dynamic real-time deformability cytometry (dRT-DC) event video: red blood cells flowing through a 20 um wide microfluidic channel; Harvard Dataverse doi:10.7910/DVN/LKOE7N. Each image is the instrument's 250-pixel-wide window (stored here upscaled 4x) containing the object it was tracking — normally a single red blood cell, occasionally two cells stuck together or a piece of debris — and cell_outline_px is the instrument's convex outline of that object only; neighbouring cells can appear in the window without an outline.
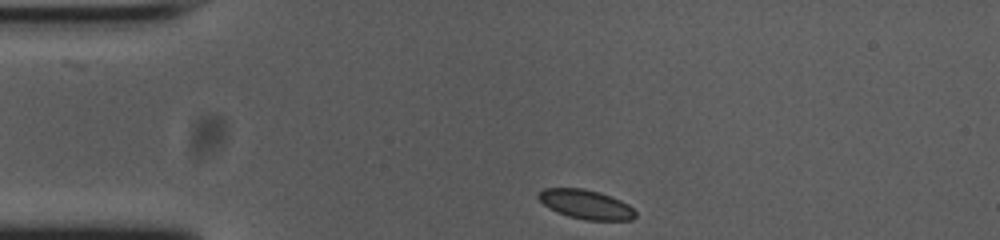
{"species": "common noctule bat (a hibernating species)", "species_latin": "Nyctalus noctula", "temperature_condition": "cold", "stored_images_in_passage": 36, "camera_frame_rate_fps": 3000, "um_per_image_px": 0.085, "animal": {"sex": "female", "body_mass_g": 23.0, "forearm_length_mm": 53.4}, "frame": {"image": 1, "passage_image": 1, "time_ms": 0.0, "image_size_px": [1000, 240], "cell_outline_px": [[636, 216], [632, 220], [588, 220], [568, 216], [556, 212], [548, 208], [536, 196], [544, 188], [584, 188], [600, 192], [620, 200], [628, 204], [636, 212]], "centroid_in_image_um": [49.8, 17.37], "position_along_channel_um": 35.2, "area_um2": 16.53}}
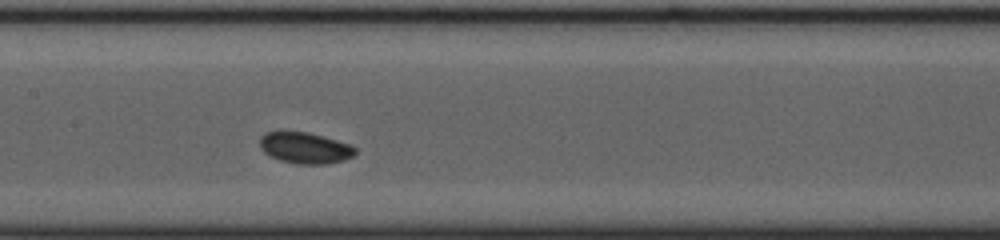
{"frame": {"image": 2, "passage_image": 16, "time_ms": 5.0, "image_size_px": [1000, 240], "cell_outline_px": [[356, 152], [352, 156], [344, 160], [324, 164], [296, 164], [280, 160], [264, 152], [260, 148], [260, 136], [264, 132], [308, 132], [336, 140], [348, 144], [356, 148]], "centroid_in_image_um": [25.91, 12.57], "position_along_channel_um": 181.5, "area_um2": 17.17}}
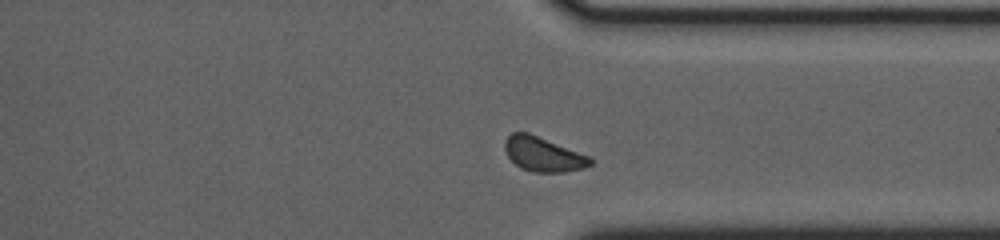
{"frame": {"image": 3, "passage_image": 31, "time_ms": 10.0, "image_size_px": [1000, 240], "cell_outline_px": [[596, 160], [592, 164], [584, 168], [564, 172], [536, 172], [520, 168], [508, 156], [504, 148], [504, 140], [512, 132], [528, 132], [588, 156]], "centroid_in_image_um": [46.16, 13.11], "position_along_channel_um": 365.2, "area_um2": 17.05}, "authors_computed_cell_mechanics": {"area_um2": 17.1955, "velocity_mm_per_s": 3.6838, "shape_relaxation_time_tau1_ms": 1.5359, "shape_relaxation_time_tau2_ms": 8.4775, "deformation_change_tau1": 0.0839, "deformation_change_tau2": 0.1}}